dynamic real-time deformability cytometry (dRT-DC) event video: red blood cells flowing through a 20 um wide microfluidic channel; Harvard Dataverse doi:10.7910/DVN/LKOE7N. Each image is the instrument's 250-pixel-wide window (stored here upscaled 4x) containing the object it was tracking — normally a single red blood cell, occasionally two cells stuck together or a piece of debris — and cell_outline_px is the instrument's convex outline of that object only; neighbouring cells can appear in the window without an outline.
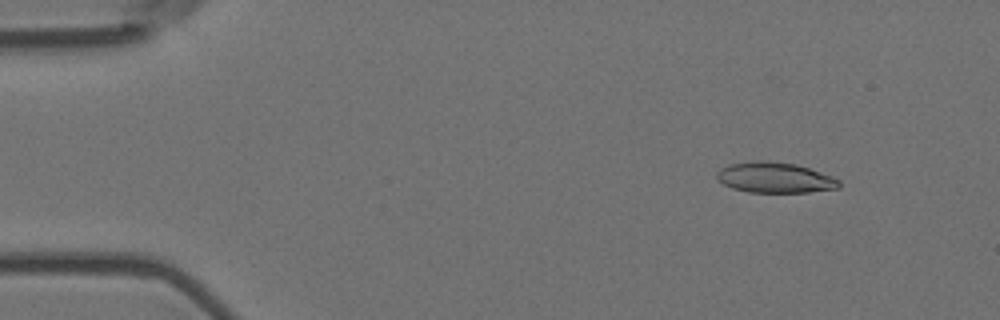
{"species": "Egyptian fruit bat (a non-hibernating species)", "species_latin": "Rousettus aegyptiacus", "temperature_condition": "room temperature", "stored_images_in_passage": 4, "camera_frame_rate_fps": 3000, "um_per_image_px": 0.085, "animal": {"sex": "female"}, "frame": {"image": 1, "passage_image": 1, "time_ms": 0.0, "image_size_px": [1000, 320], "cell_outline_px": [[840, 188], [808, 192], [748, 192], [732, 188], [716, 180], [716, 172], [720, 168], [728, 164], [752, 160], [768, 160], [796, 164], [832, 176], [840, 180]], "centroid_in_image_um": [65.82, 15.08], "position_along_channel_um": 19.2, "area_um2": 22.02}}
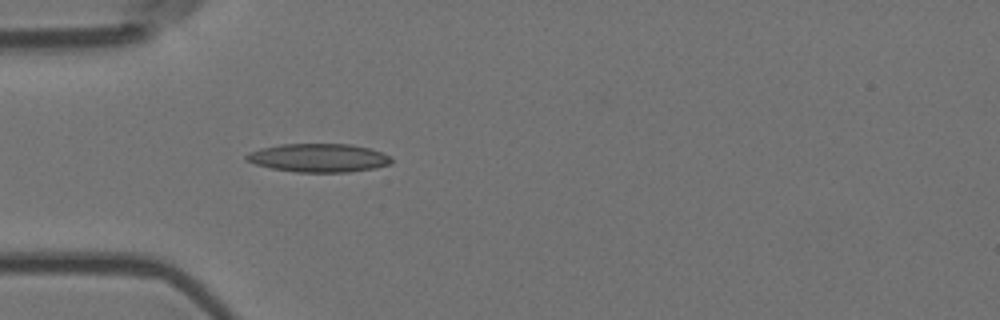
{"frame": {"image": 2, "passage_image": 4, "time_ms": 1.0, "image_size_px": [1000, 320], "cell_outline_px": [[392, 160], [388, 164], [376, 168], [348, 172], [296, 172], [272, 168], [256, 164], [244, 160], [244, 156], [248, 152], [260, 148], [280, 144], [352, 144], [368, 148], [380, 152], [388, 156]], "centroid_in_image_um": [27.02, 13.41], "position_along_channel_um": 58.0, "area_um2": 23.99}}